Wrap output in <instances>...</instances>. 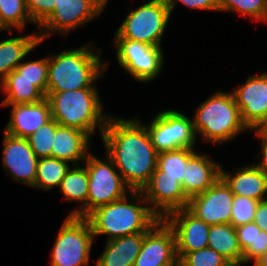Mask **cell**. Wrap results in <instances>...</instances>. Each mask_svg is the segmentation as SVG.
Here are the masks:
<instances>
[{
  "label": "cell",
  "instance_id": "cell-1",
  "mask_svg": "<svg viewBox=\"0 0 267 266\" xmlns=\"http://www.w3.org/2000/svg\"><path fill=\"white\" fill-rule=\"evenodd\" d=\"M135 118L110 116L101 140L131 191H142L157 168L158 152L144 123Z\"/></svg>",
  "mask_w": 267,
  "mask_h": 266
},
{
  "label": "cell",
  "instance_id": "cell-2",
  "mask_svg": "<svg viewBox=\"0 0 267 266\" xmlns=\"http://www.w3.org/2000/svg\"><path fill=\"white\" fill-rule=\"evenodd\" d=\"M101 53L90 42L85 46L49 55L47 92L96 88L94 83L102 78L108 66V62L102 61Z\"/></svg>",
  "mask_w": 267,
  "mask_h": 266
},
{
  "label": "cell",
  "instance_id": "cell-3",
  "mask_svg": "<svg viewBox=\"0 0 267 266\" xmlns=\"http://www.w3.org/2000/svg\"><path fill=\"white\" fill-rule=\"evenodd\" d=\"M129 195L131 201L133 200L132 203L129 202L127 199L129 196L126 195L122 199L97 207L85 217L91 226L94 238L106 235L108 236L107 240H113L126 235L146 232L159 220L149 208L141 191H130Z\"/></svg>",
  "mask_w": 267,
  "mask_h": 266
},
{
  "label": "cell",
  "instance_id": "cell-4",
  "mask_svg": "<svg viewBox=\"0 0 267 266\" xmlns=\"http://www.w3.org/2000/svg\"><path fill=\"white\" fill-rule=\"evenodd\" d=\"M52 118L62 126L86 132L90 137L99 127L100 136L110 117L103 111L97 88L47 92Z\"/></svg>",
  "mask_w": 267,
  "mask_h": 266
},
{
  "label": "cell",
  "instance_id": "cell-5",
  "mask_svg": "<svg viewBox=\"0 0 267 266\" xmlns=\"http://www.w3.org/2000/svg\"><path fill=\"white\" fill-rule=\"evenodd\" d=\"M196 135L215 145L234 139L247 130L232 92L216 91L201 103L193 118Z\"/></svg>",
  "mask_w": 267,
  "mask_h": 266
},
{
  "label": "cell",
  "instance_id": "cell-6",
  "mask_svg": "<svg viewBox=\"0 0 267 266\" xmlns=\"http://www.w3.org/2000/svg\"><path fill=\"white\" fill-rule=\"evenodd\" d=\"M171 13L165 0H150L130 10L114 39H130L161 47Z\"/></svg>",
  "mask_w": 267,
  "mask_h": 266
},
{
  "label": "cell",
  "instance_id": "cell-7",
  "mask_svg": "<svg viewBox=\"0 0 267 266\" xmlns=\"http://www.w3.org/2000/svg\"><path fill=\"white\" fill-rule=\"evenodd\" d=\"M94 234L85 217L67 216L50 254L49 266H84L90 261Z\"/></svg>",
  "mask_w": 267,
  "mask_h": 266
},
{
  "label": "cell",
  "instance_id": "cell-8",
  "mask_svg": "<svg viewBox=\"0 0 267 266\" xmlns=\"http://www.w3.org/2000/svg\"><path fill=\"white\" fill-rule=\"evenodd\" d=\"M99 159L89 153L84 165L88 172L87 215L99 206L124 198L131 191L112 160Z\"/></svg>",
  "mask_w": 267,
  "mask_h": 266
},
{
  "label": "cell",
  "instance_id": "cell-9",
  "mask_svg": "<svg viewBox=\"0 0 267 266\" xmlns=\"http://www.w3.org/2000/svg\"><path fill=\"white\" fill-rule=\"evenodd\" d=\"M145 126L158 153L194 148L197 142L192 119L181 111H161Z\"/></svg>",
  "mask_w": 267,
  "mask_h": 266
},
{
  "label": "cell",
  "instance_id": "cell-10",
  "mask_svg": "<svg viewBox=\"0 0 267 266\" xmlns=\"http://www.w3.org/2000/svg\"><path fill=\"white\" fill-rule=\"evenodd\" d=\"M108 0H57L54 11L39 26V42L53 33L66 36L73 29L96 19L104 11Z\"/></svg>",
  "mask_w": 267,
  "mask_h": 266
},
{
  "label": "cell",
  "instance_id": "cell-11",
  "mask_svg": "<svg viewBox=\"0 0 267 266\" xmlns=\"http://www.w3.org/2000/svg\"><path fill=\"white\" fill-rule=\"evenodd\" d=\"M116 59L121 68L139 82H149L162 71L164 54L161 47L130 39H114Z\"/></svg>",
  "mask_w": 267,
  "mask_h": 266
},
{
  "label": "cell",
  "instance_id": "cell-12",
  "mask_svg": "<svg viewBox=\"0 0 267 266\" xmlns=\"http://www.w3.org/2000/svg\"><path fill=\"white\" fill-rule=\"evenodd\" d=\"M134 266H180L174 232L164 219L144 232V242Z\"/></svg>",
  "mask_w": 267,
  "mask_h": 266
},
{
  "label": "cell",
  "instance_id": "cell-13",
  "mask_svg": "<svg viewBox=\"0 0 267 266\" xmlns=\"http://www.w3.org/2000/svg\"><path fill=\"white\" fill-rule=\"evenodd\" d=\"M141 192L149 208L159 219L188 206L189 199L185 196L182 183L171 176H163L158 168Z\"/></svg>",
  "mask_w": 267,
  "mask_h": 266
},
{
  "label": "cell",
  "instance_id": "cell-14",
  "mask_svg": "<svg viewBox=\"0 0 267 266\" xmlns=\"http://www.w3.org/2000/svg\"><path fill=\"white\" fill-rule=\"evenodd\" d=\"M234 194L219 179L202 194L189 199L187 209L207 225L230 224Z\"/></svg>",
  "mask_w": 267,
  "mask_h": 266
},
{
  "label": "cell",
  "instance_id": "cell-15",
  "mask_svg": "<svg viewBox=\"0 0 267 266\" xmlns=\"http://www.w3.org/2000/svg\"><path fill=\"white\" fill-rule=\"evenodd\" d=\"M242 122L256 130L267 118V72L249 75L242 86L231 91Z\"/></svg>",
  "mask_w": 267,
  "mask_h": 266
},
{
  "label": "cell",
  "instance_id": "cell-16",
  "mask_svg": "<svg viewBox=\"0 0 267 266\" xmlns=\"http://www.w3.org/2000/svg\"><path fill=\"white\" fill-rule=\"evenodd\" d=\"M164 220L174 232L178 261L186 253L198 251L208 246L210 226L187 208L172 212Z\"/></svg>",
  "mask_w": 267,
  "mask_h": 266
},
{
  "label": "cell",
  "instance_id": "cell-17",
  "mask_svg": "<svg viewBox=\"0 0 267 266\" xmlns=\"http://www.w3.org/2000/svg\"><path fill=\"white\" fill-rule=\"evenodd\" d=\"M4 133L3 167L5 171L20 184L34 186L39 158L31 149L27 138Z\"/></svg>",
  "mask_w": 267,
  "mask_h": 266
},
{
  "label": "cell",
  "instance_id": "cell-18",
  "mask_svg": "<svg viewBox=\"0 0 267 266\" xmlns=\"http://www.w3.org/2000/svg\"><path fill=\"white\" fill-rule=\"evenodd\" d=\"M8 106H12V111L4 131L13 136L28 138L52 119L47 98L36 103L0 105Z\"/></svg>",
  "mask_w": 267,
  "mask_h": 266
},
{
  "label": "cell",
  "instance_id": "cell-19",
  "mask_svg": "<svg viewBox=\"0 0 267 266\" xmlns=\"http://www.w3.org/2000/svg\"><path fill=\"white\" fill-rule=\"evenodd\" d=\"M220 165L206 154L195 152L188 160L183 176L182 187L190 199L205 192L220 177Z\"/></svg>",
  "mask_w": 267,
  "mask_h": 266
},
{
  "label": "cell",
  "instance_id": "cell-20",
  "mask_svg": "<svg viewBox=\"0 0 267 266\" xmlns=\"http://www.w3.org/2000/svg\"><path fill=\"white\" fill-rule=\"evenodd\" d=\"M233 173V174H232ZM220 167V177L230 187L234 195L244 196L258 201L266 200L267 175L255 163L238 167L234 172Z\"/></svg>",
  "mask_w": 267,
  "mask_h": 266
},
{
  "label": "cell",
  "instance_id": "cell-21",
  "mask_svg": "<svg viewBox=\"0 0 267 266\" xmlns=\"http://www.w3.org/2000/svg\"><path fill=\"white\" fill-rule=\"evenodd\" d=\"M91 138L80 129L62 126L56 122L52 157L70 162L73 166L78 165L80 161H85L89 154Z\"/></svg>",
  "mask_w": 267,
  "mask_h": 266
},
{
  "label": "cell",
  "instance_id": "cell-22",
  "mask_svg": "<svg viewBox=\"0 0 267 266\" xmlns=\"http://www.w3.org/2000/svg\"><path fill=\"white\" fill-rule=\"evenodd\" d=\"M144 242V232L107 240L95 266H134Z\"/></svg>",
  "mask_w": 267,
  "mask_h": 266
},
{
  "label": "cell",
  "instance_id": "cell-23",
  "mask_svg": "<svg viewBox=\"0 0 267 266\" xmlns=\"http://www.w3.org/2000/svg\"><path fill=\"white\" fill-rule=\"evenodd\" d=\"M39 41L37 32L0 41V85L22 59L41 44Z\"/></svg>",
  "mask_w": 267,
  "mask_h": 266
},
{
  "label": "cell",
  "instance_id": "cell-24",
  "mask_svg": "<svg viewBox=\"0 0 267 266\" xmlns=\"http://www.w3.org/2000/svg\"><path fill=\"white\" fill-rule=\"evenodd\" d=\"M74 167V168H73ZM70 168L62 182L59 190L63 198L69 202H80V208L73 209L69 216L86 217L87 216V196H88V172L86 166L74 165Z\"/></svg>",
  "mask_w": 267,
  "mask_h": 266
},
{
  "label": "cell",
  "instance_id": "cell-25",
  "mask_svg": "<svg viewBox=\"0 0 267 266\" xmlns=\"http://www.w3.org/2000/svg\"><path fill=\"white\" fill-rule=\"evenodd\" d=\"M207 247L222 255L232 266L243 265V252L231 224L211 225Z\"/></svg>",
  "mask_w": 267,
  "mask_h": 266
},
{
  "label": "cell",
  "instance_id": "cell-26",
  "mask_svg": "<svg viewBox=\"0 0 267 266\" xmlns=\"http://www.w3.org/2000/svg\"><path fill=\"white\" fill-rule=\"evenodd\" d=\"M0 89L6 96L1 104L36 103L46 98L33 82L22 78L16 69L7 75Z\"/></svg>",
  "mask_w": 267,
  "mask_h": 266
},
{
  "label": "cell",
  "instance_id": "cell-27",
  "mask_svg": "<svg viewBox=\"0 0 267 266\" xmlns=\"http://www.w3.org/2000/svg\"><path fill=\"white\" fill-rule=\"evenodd\" d=\"M70 167L69 162L54 157L39 159L33 188L48 191L59 187Z\"/></svg>",
  "mask_w": 267,
  "mask_h": 266
},
{
  "label": "cell",
  "instance_id": "cell-28",
  "mask_svg": "<svg viewBox=\"0 0 267 266\" xmlns=\"http://www.w3.org/2000/svg\"><path fill=\"white\" fill-rule=\"evenodd\" d=\"M194 153V148L160 152L157 158V168L163 172V176H171L182 183L188 160Z\"/></svg>",
  "mask_w": 267,
  "mask_h": 266
},
{
  "label": "cell",
  "instance_id": "cell-29",
  "mask_svg": "<svg viewBox=\"0 0 267 266\" xmlns=\"http://www.w3.org/2000/svg\"><path fill=\"white\" fill-rule=\"evenodd\" d=\"M26 22L34 23L28 13L26 0H0V24L9 33L13 29L22 31Z\"/></svg>",
  "mask_w": 267,
  "mask_h": 266
},
{
  "label": "cell",
  "instance_id": "cell-30",
  "mask_svg": "<svg viewBox=\"0 0 267 266\" xmlns=\"http://www.w3.org/2000/svg\"><path fill=\"white\" fill-rule=\"evenodd\" d=\"M219 11H234L241 16L253 18L256 22H267L265 0H218Z\"/></svg>",
  "mask_w": 267,
  "mask_h": 266
},
{
  "label": "cell",
  "instance_id": "cell-31",
  "mask_svg": "<svg viewBox=\"0 0 267 266\" xmlns=\"http://www.w3.org/2000/svg\"><path fill=\"white\" fill-rule=\"evenodd\" d=\"M48 57L34 61L21 62L16 70L35 85L45 96L47 95L48 83Z\"/></svg>",
  "mask_w": 267,
  "mask_h": 266
},
{
  "label": "cell",
  "instance_id": "cell-32",
  "mask_svg": "<svg viewBox=\"0 0 267 266\" xmlns=\"http://www.w3.org/2000/svg\"><path fill=\"white\" fill-rule=\"evenodd\" d=\"M55 134L56 121L52 118L27 138L31 149L39 159L52 157V146Z\"/></svg>",
  "mask_w": 267,
  "mask_h": 266
},
{
  "label": "cell",
  "instance_id": "cell-33",
  "mask_svg": "<svg viewBox=\"0 0 267 266\" xmlns=\"http://www.w3.org/2000/svg\"><path fill=\"white\" fill-rule=\"evenodd\" d=\"M180 266H232L222 255L206 247L186 253L180 260Z\"/></svg>",
  "mask_w": 267,
  "mask_h": 266
},
{
  "label": "cell",
  "instance_id": "cell-34",
  "mask_svg": "<svg viewBox=\"0 0 267 266\" xmlns=\"http://www.w3.org/2000/svg\"><path fill=\"white\" fill-rule=\"evenodd\" d=\"M258 200L244 196L234 195L232 201V210L230 224L237 227L246 223L253 222Z\"/></svg>",
  "mask_w": 267,
  "mask_h": 266
},
{
  "label": "cell",
  "instance_id": "cell-35",
  "mask_svg": "<svg viewBox=\"0 0 267 266\" xmlns=\"http://www.w3.org/2000/svg\"><path fill=\"white\" fill-rule=\"evenodd\" d=\"M57 0H26L31 20L39 27L54 11Z\"/></svg>",
  "mask_w": 267,
  "mask_h": 266
},
{
  "label": "cell",
  "instance_id": "cell-36",
  "mask_svg": "<svg viewBox=\"0 0 267 266\" xmlns=\"http://www.w3.org/2000/svg\"><path fill=\"white\" fill-rule=\"evenodd\" d=\"M267 251V231H262L255 223L254 247H248L243 252V264L253 260V263Z\"/></svg>",
  "mask_w": 267,
  "mask_h": 266
},
{
  "label": "cell",
  "instance_id": "cell-37",
  "mask_svg": "<svg viewBox=\"0 0 267 266\" xmlns=\"http://www.w3.org/2000/svg\"><path fill=\"white\" fill-rule=\"evenodd\" d=\"M165 2L169 7L171 14L178 2L184 4L190 9L219 11L218 0H165Z\"/></svg>",
  "mask_w": 267,
  "mask_h": 266
},
{
  "label": "cell",
  "instance_id": "cell-38",
  "mask_svg": "<svg viewBox=\"0 0 267 266\" xmlns=\"http://www.w3.org/2000/svg\"><path fill=\"white\" fill-rule=\"evenodd\" d=\"M239 246L244 252L248 247H254L255 222L246 223L235 227Z\"/></svg>",
  "mask_w": 267,
  "mask_h": 266
},
{
  "label": "cell",
  "instance_id": "cell-39",
  "mask_svg": "<svg viewBox=\"0 0 267 266\" xmlns=\"http://www.w3.org/2000/svg\"><path fill=\"white\" fill-rule=\"evenodd\" d=\"M253 222H255L262 231H267V199L259 201Z\"/></svg>",
  "mask_w": 267,
  "mask_h": 266
},
{
  "label": "cell",
  "instance_id": "cell-40",
  "mask_svg": "<svg viewBox=\"0 0 267 266\" xmlns=\"http://www.w3.org/2000/svg\"><path fill=\"white\" fill-rule=\"evenodd\" d=\"M256 133L257 137L262 141L261 143V161L255 164L261 171H263L267 175V137L260 135L256 130H251Z\"/></svg>",
  "mask_w": 267,
  "mask_h": 266
},
{
  "label": "cell",
  "instance_id": "cell-41",
  "mask_svg": "<svg viewBox=\"0 0 267 266\" xmlns=\"http://www.w3.org/2000/svg\"><path fill=\"white\" fill-rule=\"evenodd\" d=\"M256 131L260 135L267 137V118L261 123V125L256 129Z\"/></svg>",
  "mask_w": 267,
  "mask_h": 266
},
{
  "label": "cell",
  "instance_id": "cell-42",
  "mask_svg": "<svg viewBox=\"0 0 267 266\" xmlns=\"http://www.w3.org/2000/svg\"><path fill=\"white\" fill-rule=\"evenodd\" d=\"M254 266H267V251L254 262Z\"/></svg>",
  "mask_w": 267,
  "mask_h": 266
},
{
  "label": "cell",
  "instance_id": "cell-43",
  "mask_svg": "<svg viewBox=\"0 0 267 266\" xmlns=\"http://www.w3.org/2000/svg\"><path fill=\"white\" fill-rule=\"evenodd\" d=\"M5 31V29L1 26V24H0V31Z\"/></svg>",
  "mask_w": 267,
  "mask_h": 266
}]
</instances>
